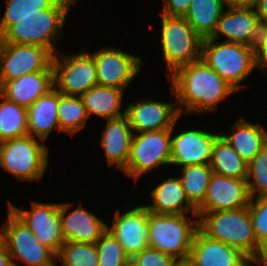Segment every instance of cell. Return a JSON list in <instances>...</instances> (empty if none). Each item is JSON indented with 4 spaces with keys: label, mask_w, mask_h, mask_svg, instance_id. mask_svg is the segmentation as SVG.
Here are the masks:
<instances>
[{
    "label": "cell",
    "mask_w": 267,
    "mask_h": 266,
    "mask_svg": "<svg viewBox=\"0 0 267 266\" xmlns=\"http://www.w3.org/2000/svg\"><path fill=\"white\" fill-rule=\"evenodd\" d=\"M168 78L180 115L183 106L188 114L215 112L219 102L237 92L202 59L179 67Z\"/></svg>",
    "instance_id": "6da1fadb"
},
{
    "label": "cell",
    "mask_w": 267,
    "mask_h": 266,
    "mask_svg": "<svg viewBox=\"0 0 267 266\" xmlns=\"http://www.w3.org/2000/svg\"><path fill=\"white\" fill-rule=\"evenodd\" d=\"M199 230L207 237L240 250L259 265L267 252L258 244L248 206L240 209L197 212Z\"/></svg>",
    "instance_id": "7a4b0ae2"
},
{
    "label": "cell",
    "mask_w": 267,
    "mask_h": 266,
    "mask_svg": "<svg viewBox=\"0 0 267 266\" xmlns=\"http://www.w3.org/2000/svg\"><path fill=\"white\" fill-rule=\"evenodd\" d=\"M69 8L55 3L50 9L41 10L11 24L1 35L0 42L36 45L57 54L56 41L64 26Z\"/></svg>",
    "instance_id": "3957f363"
},
{
    "label": "cell",
    "mask_w": 267,
    "mask_h": 266,
    "mask_svg": "<svg viewBox=\"0 0 267 266\" xmlns=\"http://www.w3.org/2000/svg\"><path fill=\"white\" fill-rule=\"evenodd\" d=\"M188 214H157L148 210V243L175 260L188 259L199 219ZM188 217V218H187Z\"/></svg>",
    "instance_id": "277c9868"
},
{
    "label": "cell",
    "mask_w": 267,
    "mask_h": 266,
    "mask_svg": "<svg viewBox=\"0 0 267 266\" xmlns=\"http://www.w3.org/2000/svg\"><path fill=\"white\" fill-rule=\"evenodd\" d=\"M216 41L203 39L201 59L236 91L243 89L241 81L256 68L255 55L244 44Z\"/></svg>",
    "instance_id": "5b68a950"
},
{
    "label": "cell",
    "mask_w": 267,
    "mask_h": 266,
    "mask_svg": "<svg viewBox=\"0 0 267 266\" xmlns=\"http://www.w3.org/2000/svg\"><path fill=\"white\" fill-rule=\"evenodd\" d=\"M48 147L26 135L0 142V167L18 181H38L48 164Z\"/></svg>",
    "instance_id": "8992f818"
},
{
    "label": "cell",
    "mask_w": 267,
    "mask_h": 266,
    "mask_svg": "<svg viewBox=\"0 0 267 266\" xmlns=\"http://www.w3.org/2000/svg\"><path fill=\"white\" fill-rule=\"evenodd\" d=\"M161 16V47L169 76L179 67L201 59L203 39L184 17Z\"/></svg>",
    "instance_id": "52a82bcc"
},
{
    "label": "cell",
    "mask_w": 267,
    "mask_h": 266,
    "mask_svg": "<svg viewBox=\"0 0 267 266\" xmlns=\"http://www.w3.org/2000/svg\"><path fill=\"white\" fill-rule=\"evenodd\" d=\"M1 239L11 257L12 265L18 266V259L26 266H55L56 254L42 245L33 231L8 207V218L0 228Z\"/></svg>",
    "instance_id": "ba28073f"
},
{
    "label": "cell",
    "mask_w": 267,
    "mask_h": 266,
    "mask_svg": "<svg viewBox=\"0 0 267 266\" xmlns=\"http://www.w3.org/2000/svg\"><path fill=\"white\" fill-rule=\"evenodd\" d=\"M172 129L133 133L127 166L123 172L135 182L142 174L171 164Z\"/></svg>",
    "instance_id": "9c48e42d"
},
{
    "label": "cell",
    "mask_w": 267,
    "mask_h": 266,
    "mask_svg": "<svg viewBox=\"0 0 267 266\" xmlns=\"http://www.w3.org/2000/svg\"><path fill=\"white\" fill-rule=\"evenodd\" d=\"M55 54L52 60L54 87L63 95L81 97L98 85L93 55L88 52L65 55Z\"/></svg>",
    "instance_id": "30bf717a"
},
{
    "label": "cell",
    "mask_w": 267,
    "mask_h": 266,
    "mask_svg": "<svg viewBox=\"0 0 267 266\" xmlns=\"http://www.w3.org/2000/svg\"><path fill=\"white\" fill-rule=\"evenodd\" d=\"M53 56L40 46L0 42V86L5 81L46 70Z\"/></svg>",
    "instance_id": "8fae6325"
},
{
    "label": "cell",
    "mask_w": 267,
    "mask_h": 266,
    "mask_svg": "<svg viewBox=\"0 0 267 266\" xmlns=\"http://www.w3.org/2000/svg\"><path fill=\"white\" fill-rule=\"evenodd\" d=\"M10 210L34 233L40 243L56 255L64 244L61 234L60 203L32 202L31 210H22L8 202Z\"/></svg>",
    "instance_id": "7c38bea8"
},
{
    "label": "cell",
    "mask_w": 267,
    "mask_h": 266,
    "mask_svg": "<svg viewBox=\"0 0 267 266\" xmlns=\"http://www.w3.org/2000/svg\"><path fill=\"white\" fill-rule=\"evenodd\" d=\"M97 70V83L125 91L129 83L141 71L142 61L137 57L113 47H102L92 52Z\"/></svg>",
    "instance_id": "4fadbf2b"
},
{
    "label": "cell",
    "mask_w": 267,
    "mask_h": 266,
    "mask_svg": "<svg viewBox=\"0 0 267 266\" xmlns=\"http://www.w3.org/2000/svg\"><path fill=\"white\" fill-rule=\"evenodd\" d=\"M246 179H237L212 173L204 202L197 212H214L246 207L250 203Z\"/></svg>",
    "instance_id": "5bb4252c"
},
{
    "label": "cell",
    "mask_w": 267,
    "mask_h": 266,
    "mask_svg": "<svg viewBox=\"0 0 267 266\" xmlns=\"http://www.w3.org/2000/svg\"><path fill=\"white\" fill-rule=\"evenodd\" d=\"M125 115L133 133L172 129L181 116L176 102L173 104L149 99L131 102L125 108Z\"/></svg>",
    "instance_id": "9a60e30c"
},
{
    "label": "cell",
    "mask_w": 267,
    "mask_h": 266,
    "mask_svg": "<svg viewBox=\"0 0 267 266\" xmlns=\"http://www.w3.org/2000/svg\"><path fill=\"white\" fill-rule=\"evenodd\" d=\"M115 213L111 227L107 230L117 239L124 248L125 253L131 258L140 253L148 243V208L136 206L130 210Z\"/></svg>",
    "instance_id": "2e32d148"
},
{
    "label": "cell",
    "mask_w": 267,
    "mask_h": 266,
    "mask_svg": "<svg viewBox=\"0 0 267 266\" xmlns=\"http://www.w3.org/2000/svg\"><path fill=\"white\" fill-rule=\"evenodd\" d=\"M219 133L201 129L185 130L171 136V165L189 166L209 164L212 147Z\"/></svg>",
    "instance_id": "e0dca14e"
},
{
    "label": "cell",
    "mask_w": 267,
    "mask_h": 266,
    "mask_svg": "<svg viewBox=\"0 0 267 266\" xmlns=\"http://www.w3.org/2000/svg\"><path fill=\"white\" fill-rule=\"evenodd\" d=\"M193 266H252L237 248L213 240L198 230L187 259Z\"/></svg>",
    "instance_id": "ac0fdd59"
},
{
    "label": "cell",
    "mask_w": 267,
    "mask_h": 266,
    "mask_svg": "<svg viewBox=\"0 0 267 266\" xmlns=\"http://www.w3.org/2000/svg\"><path fill=\"white\" fill-rule=\"evenodd\" d=\"M71 204L60 203L61 234L64 241L96 243L108 225L79 204L67 214Z\"/></svg>",
    "instance_id": "d6986e66"
},
{
    "label": "cell",
    "mask_w": 267,
    "mask_h": 266,
    "mask_svg": "<svg viewBox=\"0 0 267 266\" xmlns=\"http://www.w3.org/2000/svg\"><path fill=\"white\" fill-rule=\"evenodd\" d=\"M54 87L52 64L44 71L32 72L5 81L0 86L1 95L7 100L28 108L38 98Z\"/></svg>",
    "instance_id": "ffe728a7"
},
{
    "label": "cell",
    "mask_w": 267,
    "mask_h": 266,
    "mask_svg": "<svg viewBox=\"0 0 267 266\" xmlns=\"http://www.w3.org/2000/svg\"><path fill=\"white\" fill-rule=\"evenodd\" d=\"M106 121L100 145L104 148L107 163L123 170L129 158L132 128L126 115Z\"/></svg>",
    "instance_id": "44dd1931"
},
{
    "label": "cell",
    "mask_w": 267,
    "mask_h": 266,
    "mask_svg": "<svg viewBox=\"0 0 267 266\" xmlns=\"http://www.w3.org/2000/svg\"><path fill=\"white\" fill-rule=\"evenodd\" d=\"M59 91L53 87L27 108L28 135L44 142L54 128L60 130L58 119Z\"/></svg>",
    "instance_id": "7402d4cb"
},
{
    "label": "cell",
    "mask_w": 267,
    "mask_h": 266,
    "mask_svg": "<svg viewBox=\"0 0 267 266\" xmlns=\"http://www.w3.org/2000/svg\"><path fill=\"white\" fill-rule=\"evenodd\" d=\"M152 203L149 211L157 214H189L199 217L197 210L187 200L180 177H170L156 186L151 192Z\"/></svg>",
    "instance_id": "603a6c76"
},
{
    "label": "cell",
    "mask_w": 267,
    "mask_h": 266,
    "mask_svg": "<svg viewBox=\"0 0 267 266\" xmlns=\"http://www.w3.org/2000/svg\"><path fill=\"white\" fill-rule=\"evenodd\" d=\"M227 9L220 16L216 30L210 38L218 41L221 34L227 38L225 41L247 45L259 20L255 8Z\"/></svg>",
    "instance_id": "cb8c5ba5"
},
{
    "label": "cell",
    "mask_w": 267,
    "mask_h": 266,
    "mask_svg": "<svg viewBox=\"0 0 267 266\" xmlns=\"http://www.w3.org/2000/svg\"><path fill=\"white\" fill-rule=\"evenodd\" d=\"M233 149L248 163L267 144V131L257 123L240 118L232 126V134L220 133Z\"/></svg>",
    "instance_id": "d4e9b609"
},
{
    "label": "cell",
    "mask_w": 267,
    "mask_h": 266,
    "mask_svg": "<svg viewBox=\"0 0 267 266\" xmlns=\"http://www.w3.org/2000/svg\"><path fill=\"white\" fill-rule=\"evenodd\" d=\"M124 90L113 87L95 85L82 96L88 117L91 114L106 119H114L125 115L121 112Z\"/></svg>",
    "instance_id": "484cf974"
},
{
    "label": "cell",
    "mask_w": 267,
    "mask_h": 266,
    "mask_svg": "<svg viewBox=\"0 0 267 266\" xmlns=\"http://www.w3.org/2000/svg\"><path fill=\"white\" fill-rule=\"evenodd\" d=\"M223 0H191L184 18L202 38L213 35L225 10Z\"/></svg>",
    "instance_id": "4316f807"
},
{
    "label": "cell",
    "mask_w": 267,
    "mask_h": 266,
    "mask_svg": "<svg viewBox=\"0 0 267 266\" xmlns=\"http://www.w3.org/2000/svg\"><path fill=\"white\" fill-rule=\"evenodd\" d=\"M209 165L213 173L246 179L248 163L233 149V147L220 135L216 138Z\"/></svg>",
    "instance_id": "83f0119b"
},
{
    "label": "cell",
    "mask_w": 267,
    "mask_h": 266,
    "mask_svg": "<svg viewBox=\"0 0 267 266\" xmlns=\"http://www.w3.org/2000/svg\"><path fill=\"white\" fill-rule=\"evenodd\" d=\"M0 142L28 135L27 108L0 95Z\"/></svg>",
    "instance_id": "f1b7e54d"
},
{
    "label": "cell",
    "mask_w": 267,
    "mask_h": 266,
    "mask_svg": "<svg viewBox=\"0 0 267 266\" xmlns=\"http://www.w3.org/2000/svg\"><path fill=\"white\" fill-rule=\"evenodd\" d=\"M182 168L183 175L180 179L185 196L189 203L197 209L204 202L213 171L209 164L189 165Z\"/></svg>",
    "instance_id": "f546056e"
},
{
    "label": "cell",
    "mask_w": 267,
    "mask_h": 266,
    "mask_svg": "<svg viewBox=\"0 0 267 266\" xmlns=\"http://www.w3.org/2000/svg\"><path fill=\"white\" fill-rule=\"evenodd\" d=\"M57 111L60 130L71 136L81 131L89 119L81 97L63 95L59 92Z\"/></svg>",
    "instance_id": "4dcf8cb0"
},
{
    "label": "cell",
    "mask_w": 267,
    "mask_h": 266,
    "mask_svg": "<svg viewBox=\"0 0 267 266\" xmlns=\"http://www.w3.org/2000/svg\"><path fill=\"white\" fill-rule=\"evenodd\" d=\"M5 2V12L0 19V35L19 19L37 15L39 11L50 9L56 3L55 0H5Z\"/></svg>",
    "instance_id": "1f68e13d"
},
{
    "label": "cell",
    "mask_w": 267,
    "mask_h": 266,
    "mask_svg": "<svg viewBox=\"0 0 267 266\" xmlns=\"http://www.w3.org/2000/svg\"><path fill=\"white\" fill-rule=\"evenodd\" d=\"M56 259L63 266H99L95 243L64 241Z\"/></svg>",
    "instance_id": "d6a6232c"
},
{
    "label": "cell",
    "mask_w": 267,
    "mask_h": 266,
    "mask_svg": "<svg viewBox=\"0 0 267 266\" xmlns=\"http://www.w3.org/2000/svg\"><path fill=\"white\" fill-rule=\"evenodd\" d=\"M99 266H130L122 245L107 230L95 243Z\"/></svg>",
    "instance_id": "836d02e7"
},
{
    "label": "cell",
    "mask_w": 267,
    "mask_h": 266,
    "mask_svg": "<svg viewBox=\"0 0 267 266\" xmlns=\"http://www.w3.org/2000/svg\"><path fill=\"white\" fill-rule=\"evenodd\" d=\"M246 180L251 198L256 193L257 197L267 196V144L248 162Z\"/></svg>",
    "instance_id": "e575fe53"
},
{
    "label": "cell",
    "mask_w": 267,
    "mask_h": 266,
    "mask_svg": "<svg viewBox=\"0 0 267 266\" xmlns=\"http://www.w3.org/2000/svg\"><path fill=\"white\" fill-rule=\"evenodd\" d=\"M248 210L258 244L267 252V196L250 199Z\"/></svg>",
    "instance_id": "d590c367"
},
{
    "label": "cell",
    "mask_w": 267,
    "mask_h": 266,
    "mask_svg": "<svg viewBox=\"0 0 267 266\" xmlns=\"http://www.w3.org/2000/svg\"><path fill=\"white\" fill-rule=\"evenodd\" d=\"M175 262L170 255L150 246L130 258V266H172Z\"/></svg>",
    "instance_id": "8d00e7d4"
},
{
    "label": "cell",
    "mask_w": 267,
    "mask_h": 266,
    "mask_svg": "<svg viewBox=\"0 0 267 266\" xmlns=\"http://www.w3.org/2000/svg\"><path fill=\"white\" fill-rule=\"evenodd\" d=\"M267 40V21L258 20L247 43L248 49L256 56Z\"/></svg>",
    "instance_id": "74e56055"
},
{
    "label": "cell",
    "mask_w": 267,
    "mask_h": 266,
    "mask_svg": "<svg viewBox=\"0 0 267 266\" xmlns=\"http://www.w3.org/2000/svg\"><path fill=\"white\" fill-rule=\"evenodd\" d=\"M191 0H165L161 14L184 17Z\"/></svg>",
    "instance_id": "f35d334b"
},
{
    "label": "cell",
    "mask_w": 267,
    "mask_h": 266,
    "mask_svg": "<svg viewBox=\"0 0 267 266\" xmlns=\"http://www.w3.org/2000/svg\"><path fill=\"white\" fill-rule=\"evenodd\" d=\"M227 8H255L257 0H223Z\"/></svg>",
    "instance_id": "ab89813d"
},
{
    "label": "cell",
    "mask_w": 267,
    "mask_h": 266,
    "mask_svg": "<svg viewBox=\"0 0 267 266\" xmlns=\"http://www.w3.org/2000/svg\"><path fill=\"white\" fill-rule=\"evenodd\" d=\"M256 68L267 72V40L263 48L255 56Z\"/></svg>",
    "instance_id": "60d3db41"
},
{
    "label": "cell",
    "mask_w": 267,
    "mask_h": 266,
    "mask_svg": "<svg viewBox=\"0 0 267 266\" xmlns=\"http://www.w3.org/2000/svg\"><path fill=\"white\" fill-rule=\"evenodd\" d=\"M0 266H13L5 244L0 238Z\"/></svg>",
    "instance_id": "b9f144b4"
},
{
    "label": "cell",
    "mask_w": 267,
    "mask_h": 266,
    "mask_svg": "<svg viewBox=\"0 0 267 266\" xmlns=\"http://www.w3.org/2000/svg\"><path fill=\"white\" fill-rule=\"evenodd\" d=\"M255 10L260 20L267 21V0H257Z\"/></svg>",
    "instance_id": "7bdbcfd3"
},
{
    "label": "cell",
    "mask_w": 267,
    "mask_h": 266,
    "mask_svg": "<svg viewBox=\"0 0 267 266\" xmlns=\"http://www.w3.org/2000/svg\"><path fill=\"white\" fill-rule=\"evenodd\" d=\"M172 266H193L187 259L186 260H176Z\"/></svg>",
    "instance_id": "ee69618b"
},
{
    "label": "cell",
    "mask_w": 267,
    "mask_h": 266,
    "mask_svg": "<svg viewBox=\"0 0 267 266\" xmlns=\"http://www.w3.org/2000/svg\"><path fill=\"white\" fill-rule=\"evenodd\" d=\"M57 3L63 4L66 7L70 9V7L73 5V3L76 2V0H55Z\"/></svg>",
    "instance_id": "f6af8a7d"
},
{
    "label": "cell",
    "mask_w": 267,
    "mask_h": 266,
    "mask_svg": "<svg viewBox=\"0 0 267 266\" xmlns=\"http://www.w3.org/2000/svg\"><path fill=\"white\" fill-rule=\"evenodd\" d=\"M267 266V255L261 260V262L259 263L260 266Z\"/></svg>",
    "instance_id": "bcb514c9"
}]
</instances>
